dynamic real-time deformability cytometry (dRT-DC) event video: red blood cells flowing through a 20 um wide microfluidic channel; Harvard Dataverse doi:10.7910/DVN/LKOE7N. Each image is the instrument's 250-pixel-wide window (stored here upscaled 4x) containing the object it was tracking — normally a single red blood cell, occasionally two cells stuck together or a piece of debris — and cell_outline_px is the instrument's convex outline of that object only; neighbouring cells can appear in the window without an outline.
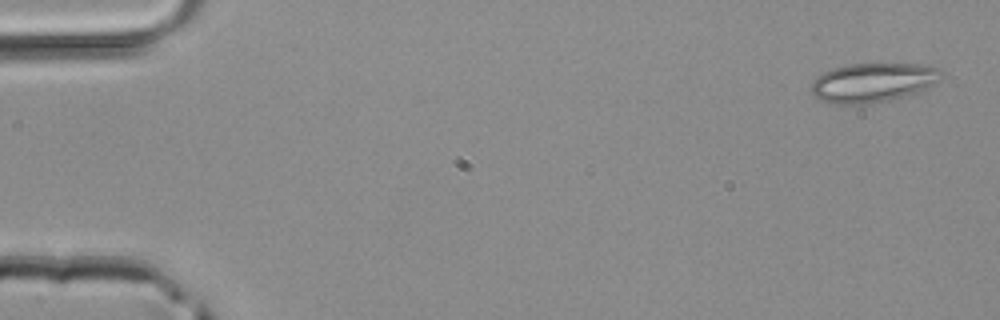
{"species": "common noctule bat (a hibernating species)", "species_latin": "Nyctalus noctula", "temperature_condition": "room temperature", "stored_images_in_passage": 4, "camera_frame_rate_fps": 3000, "um_per_image_px": 0.085, "animal": {"sex": "male", "body_mass_g": 20.4}, "frame": {"image": 1, "passage_image": 1, "time_ms": 0.0, "image_size_px": [1000, 320], "cell_outline_px": [[940, 80], [928, 88], [916, 92], [888, 100], [868, 104], [832, 104], [820, 100], [812, 92], [812, 84], [816, 76], [832, 68], [848, 64], [924, 64], [936, 68], [940, 72]], "centroid_in_image_um": [74.17, 7.01], "position_along_channel_um": 10.8, "area_um2": 29.54}}
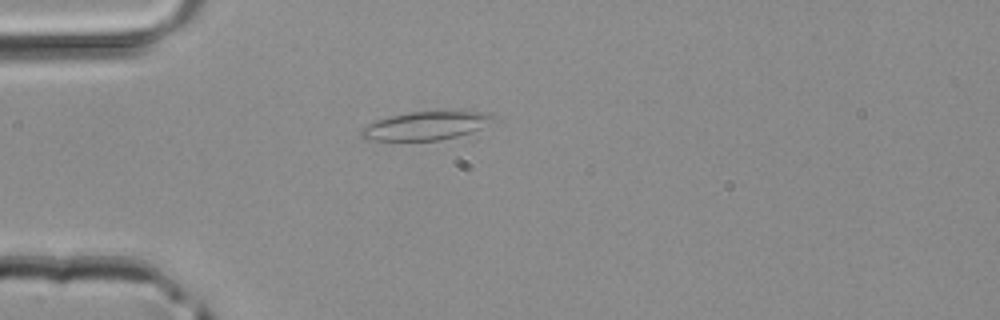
{"frame": {"image": 2, "passage_image": 4, "time_ms": 1.0, "image_size_px": [1000, 320], "cell_outline_px": [[492, 116], [480, 128], [472, 132], [440, 140], [376, 140], [360, 136], [360, 128], [376, 120], [408, 112], [488, 112]], "centroid_in_image_um": [36.1, 10.69], "position_along_channel_um": 48.9, "area_um2": 21.04}}